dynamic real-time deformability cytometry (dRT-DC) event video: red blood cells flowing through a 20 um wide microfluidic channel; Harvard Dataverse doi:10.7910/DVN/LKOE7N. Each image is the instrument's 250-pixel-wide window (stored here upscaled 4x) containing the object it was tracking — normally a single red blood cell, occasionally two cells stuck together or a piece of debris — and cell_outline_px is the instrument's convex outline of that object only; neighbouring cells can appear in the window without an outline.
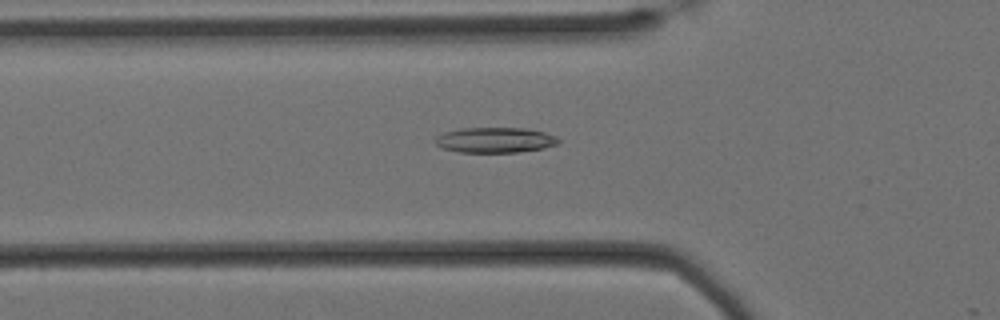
{"species": "Egyptian fruit bat (a non-hibernating species)", "species_latin": "Rousettus aegyptiacus", "temperature_condition": "cold", "stored_images_in_passage": 55, "camera_frame_rate_fps": 3000, "um_per_image_px": 0.085, "animal": {"sex": "female"}, "frame": {"image": 1, "passage_image": 16, "time_ms": 5.0, "image_size_px": [1000, 320], "cell_outline_px": [[560, 140], [556, 144], [544, 148], [516, 152], [460, 152], [440, 148], [432, 140], [436, 136], [444, 132], [464, 128], [528, 128], [544, 132], [556, 136]], "centroid_in_image_um": [42.04, 11.9], "position_along_channel_um": 83.8, "area_um2": 18.26}}
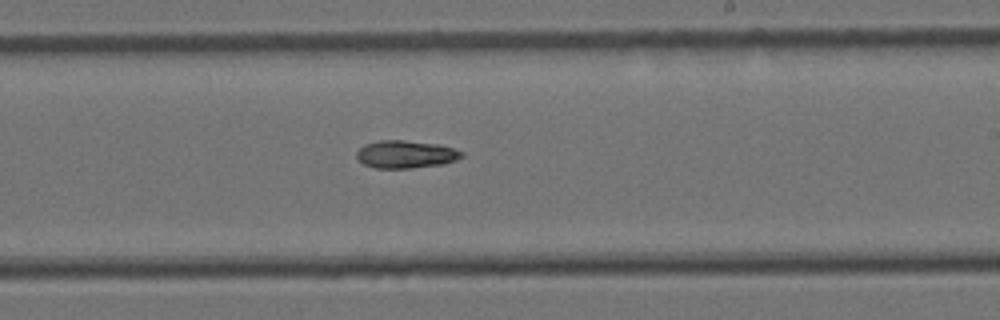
{"frame": {"image": 2, "passage_image": 31, "time_ms": 10.0, "image_size_px": [1000, 320], "cell_outline_px": [[464, 156], [456, 160], [444, 164], [412, 168], [376, 168], [364, 164], [356, 156], [356, 152], [364, 144], [380, 140], [404, 140], [440, 144], [464, 152]], "centroid_in_image_um": [34.51, 13.11], "position_along_channel_um": 254.5, "area_um2": 17.05}}
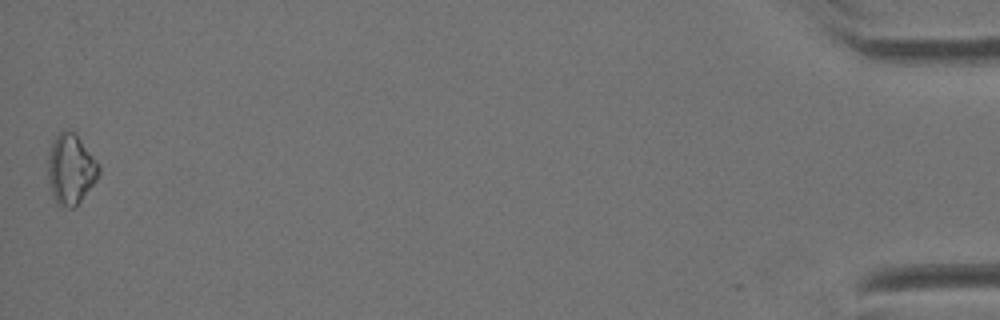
{"frame": {"image": 3, "passage_image": 55, "time_ms": 18.0, "image_size_px": [1000, 320], "cell_outline_px": [[100, 172], [96, 180], [80, 200], [72, 208], [60, 208], [56, 204], [52, 196], [48, 180], [48, 152], [52, 140], [60, 132], [76, 132], [100, 164]], "centroid_in_image_um": [6.0, 14.38], "position_along_channel_um": 429.2, "area_um2": 21.04}}